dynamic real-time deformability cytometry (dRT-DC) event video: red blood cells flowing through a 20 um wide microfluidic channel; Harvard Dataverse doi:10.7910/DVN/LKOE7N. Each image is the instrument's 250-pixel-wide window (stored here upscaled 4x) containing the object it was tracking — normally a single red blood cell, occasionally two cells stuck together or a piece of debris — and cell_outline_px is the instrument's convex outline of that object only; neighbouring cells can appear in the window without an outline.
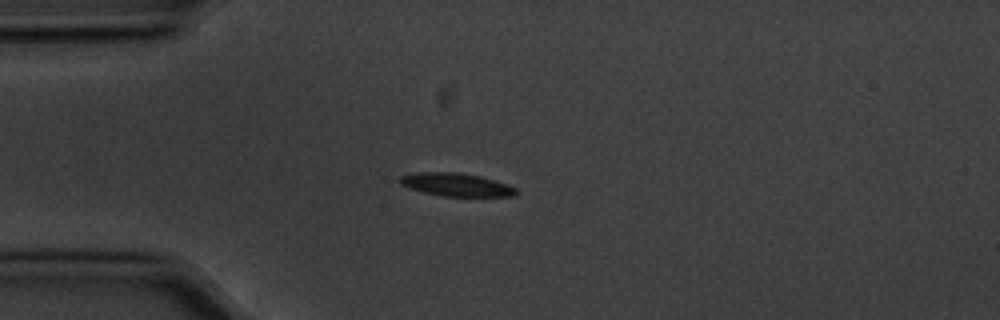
{"species": "common noctule bat (a hibernating species)", "species_latin": "Nyctalus noctula", "temperature_condition": "cold", "stored_images_in_passage": 1, "camera_frame_rate_fps": 3000, "um_per_image_px": 0.085, "animal": {"sex": "male", "body_mass_g": 20.1, "forearm_length_mm": 53.5}, "frame": {"image": 1, "passage_image": 1, "time_ms": 0.0, "image_size_px": [1000, 320], "cell_outline_px": [[516, 192], [512, 196], [440, 196], [408, 188], [400, 184], [400, 176], [420, 172], [456, 172], [480, 176], [508, 184], [516, 188]], "centroid_in_image_um": [38.76, 15.69], "position_along_channel_um": 46.2, "area_um2": 15.49}}